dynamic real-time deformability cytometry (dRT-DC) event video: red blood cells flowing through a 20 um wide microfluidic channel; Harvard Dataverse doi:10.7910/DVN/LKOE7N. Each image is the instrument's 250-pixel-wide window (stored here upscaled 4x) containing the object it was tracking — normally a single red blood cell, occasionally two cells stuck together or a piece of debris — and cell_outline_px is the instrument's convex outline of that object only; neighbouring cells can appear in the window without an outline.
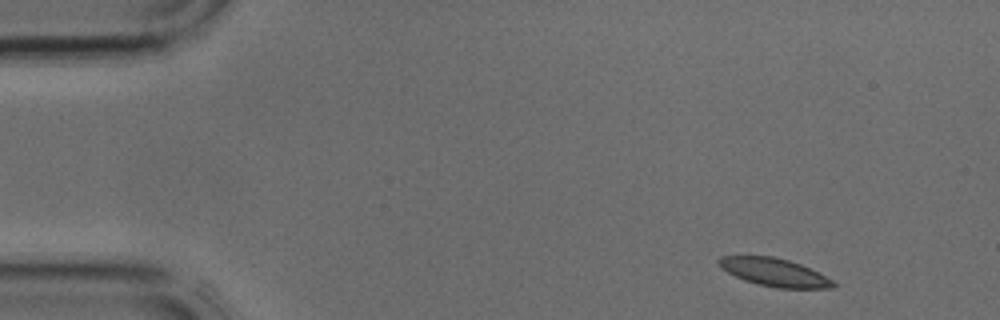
{"species": "common noctule bat (a hibernating species)", "species_latin": "Nyctalus noctula", "temperature_condition": "cold", "stored_images_in_passage": 3, "segment_of_instrument_passage": [2, 2], "camera_frame_rate_fps": 3000, "um_per_image_px": 0.085, "animal": {"sex": "male", "body_mass_g": 17.9, "forearm_length_mm": 54.2}, "frame": {"image": 1, "passage_image": 3, "time_ms": 0.667, "image_size_px": [1000, 320], "cell_outline_px": [[836, 288], [776, 288], [744, 280], [720, 268], [716, 260], [720, 256], [772, 256], [788, 260], [800, 264], [832, 280], [836, 284]], "centroid_in_image_um": [65.78, 23.14], "position_along_channel_um": 19.2, "area_um2": 18.44}}